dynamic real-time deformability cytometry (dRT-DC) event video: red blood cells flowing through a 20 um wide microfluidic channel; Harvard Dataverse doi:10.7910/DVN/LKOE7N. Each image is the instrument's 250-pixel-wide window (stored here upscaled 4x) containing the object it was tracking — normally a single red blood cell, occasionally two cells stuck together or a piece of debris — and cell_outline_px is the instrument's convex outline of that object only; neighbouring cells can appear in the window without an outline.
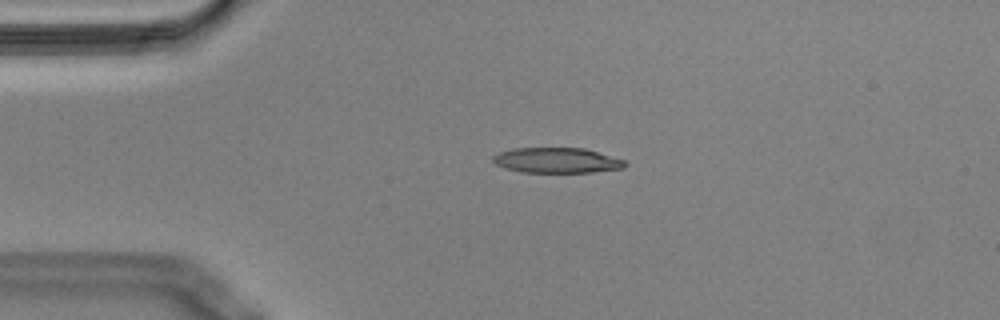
{"species": "Egyptian fruit bat (a non-hibernating species)", "species_latin": "Rousettus aegyptiacus", "temperature_condition": "cold", "stored_images_in_passage": 50, "camera_frame_rate_fps": 3000, "um_per_image_px": 0.085, "animal": {"sex": "male"}, "frame": {"image": 1, "passage_image": 7, "time_ms": 2.0, "image_size_px": [1000, 320], "cell_outline_px": [[628, 164], [624, 168], [592, 172], [524, 172], [504, 168], [496, 164], [492, 160], [492, 156], [500, 152], [512, 148], [584, 148], [624, 160]], "centroid_in_image_um": [47.32, 13.63], "position_along_channel_um": 37.7, "area_um2": 19.36}}
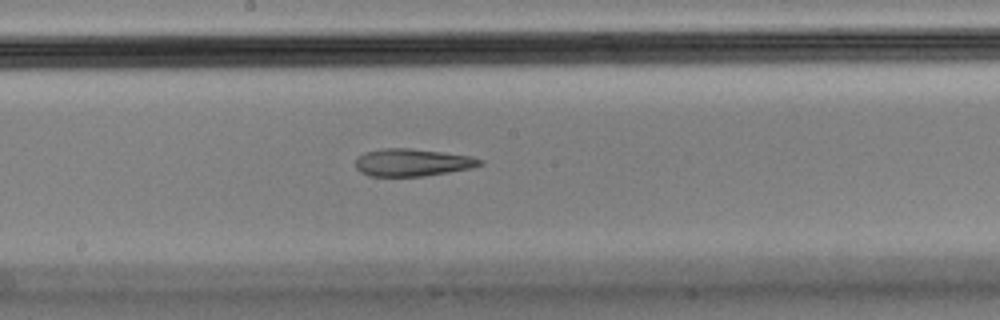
{"frame": {"image": 2, "passage_image": 24, "time_ms": 7.667, "image_size_px": [1000, 320], "cell_outline_px": [[484, 164], [472, 168], [424, 176], [368, 176], [360, 172], [356, 168], [356, 156], [364, 152], [384, 148], [408, 148], [472, 156], [484, 160]], "centroid_in_image_um": [35.04, 13.81], "position_along_channel_um": 213.2, "area_um2": 20.0}}
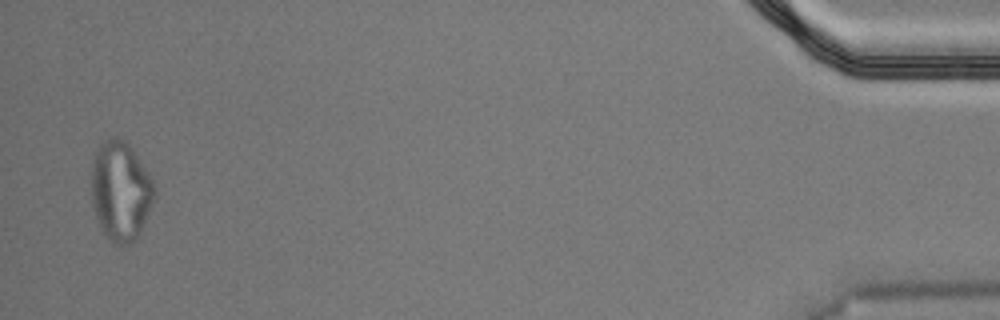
{"frame": {"image": 3, "passage_image": 49, "time_ms": 16.0, "image_size_px": [1000, 320], "cell_outline_px": [[156, 196], [140, 236], [136, 240], [128, 244], [112, 244], [104, 236], [100, 228], [92, 204], [92, 164], [96, 152], [100, 144], [104, 140], [116, 136], [120, 136], [132, 148], [152, 180], [156, 188]], "centroid_in_image_um": [10.27, 16.28], "position_along_channel_um": 424.9, "area_um2": 36.93}, "authors_computed_cell_mechanics": {"area_um2": 20.8947, "velocity_mm_per_s": 3.5898, "shape_relaxation_time_tau1_ms": null, "shape_relaxation_time_tau2_ms": 7.8144, "deformation_change_tau1": null, "deformation_change_tau2": 0.201}}